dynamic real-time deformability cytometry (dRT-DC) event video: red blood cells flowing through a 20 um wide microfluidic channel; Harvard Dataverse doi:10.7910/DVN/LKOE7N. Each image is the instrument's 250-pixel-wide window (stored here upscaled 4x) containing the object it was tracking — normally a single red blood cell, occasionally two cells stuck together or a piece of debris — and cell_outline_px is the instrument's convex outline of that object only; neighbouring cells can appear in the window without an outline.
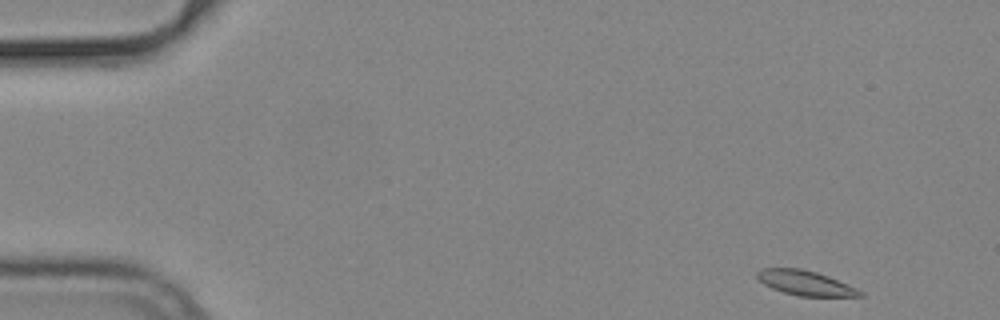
{"species": "common noctule bat (a hibernating species)", "species_latin": "Nyctalus noctula", "temperature_condition": "cold", "stored_images_in_passage": 51, "camera_frame_rate_fps": 3000, "um_per_image_px": 0.085, "animal": {"sex": "male", "body_mass_g": 19.2, "forearm_length_mm": 51.8}, "frame": {"image": 1, "passage_image": 1, "time_ms": 0.0, "image_size_px": [1000, 320], "cell_outline_px": [[864, 296], [800, 296], [784, 292], [772, 288], [764, 284], [756, 276], [756, 272], [760, 268], [800, 268], [816, 272], [828, 276], [856, 288], [864, 292]], "centroid_in_image_um": [68.44, 24.04], "position_along_channel_um": 16.6, "area_um2": 14.68}}
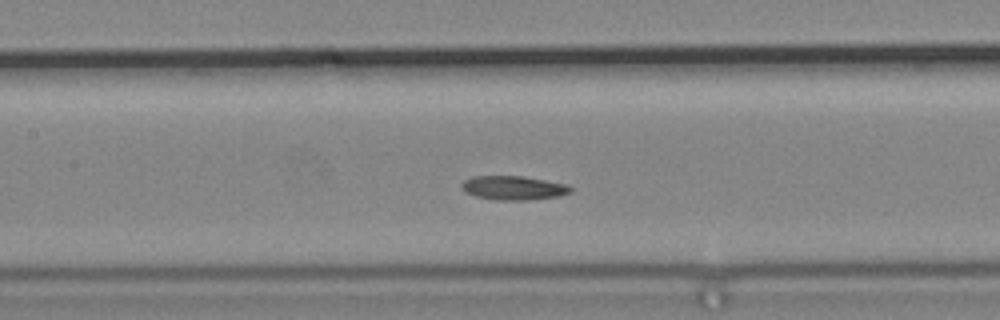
{"frame": {"image": 2, "passage_image": 22, "time_ms": 7.0, "image_size_px": [1000, 320], "cell_outline_px": [[572, 192], [560, 196], [532, 200], [496, 200], [476, 196], [464, 192], [460, 188], [460, 184], [464, 180], [472, 176], [524, 176], [568, 184], [572, 188]], "centroid_in_image_um": [43.65, 15.97], "position_along_channel_um": 163.8, "area_um2": 15.55}}
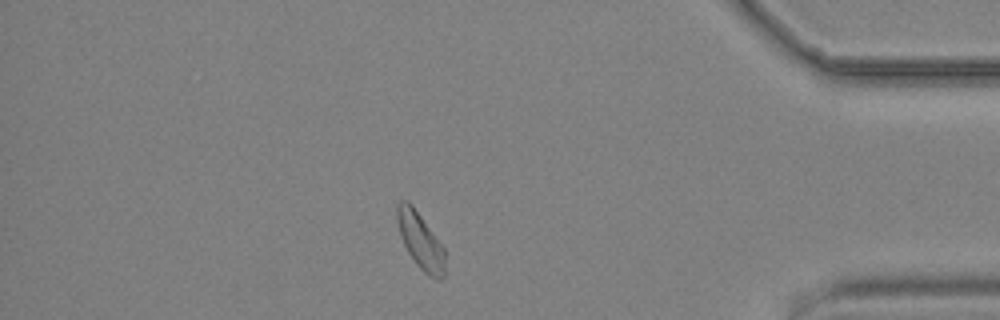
{"frame": {"image": 3, "passage_image": 44, "time_ms": 14.333, "image_size_px": [1000, 320], "cell_outline_px": [[444, 276], [440, 280], [436, 280], [428, 276], [416, 264], [408, 252], [400, 236], [396, 220], [396, 204], [400, 200], [408, 200], [412, 204], [444, 248]], "centroid_in_image_um": [35.71, 20.45], "position_along_channel_um": 399.5, "area_um2": 15.72}, "authors_computed_cell_mechanics": {"area_um2": 15.3748, "velocity_mm_per_s": 3.7221, "shape_relaxation_time_tau1_ms": 8.5386, "shape_relaxation_time_tau2_ms": null, "deformation_change_tau1": 0.1739, "deformation_change_tau2": null}}